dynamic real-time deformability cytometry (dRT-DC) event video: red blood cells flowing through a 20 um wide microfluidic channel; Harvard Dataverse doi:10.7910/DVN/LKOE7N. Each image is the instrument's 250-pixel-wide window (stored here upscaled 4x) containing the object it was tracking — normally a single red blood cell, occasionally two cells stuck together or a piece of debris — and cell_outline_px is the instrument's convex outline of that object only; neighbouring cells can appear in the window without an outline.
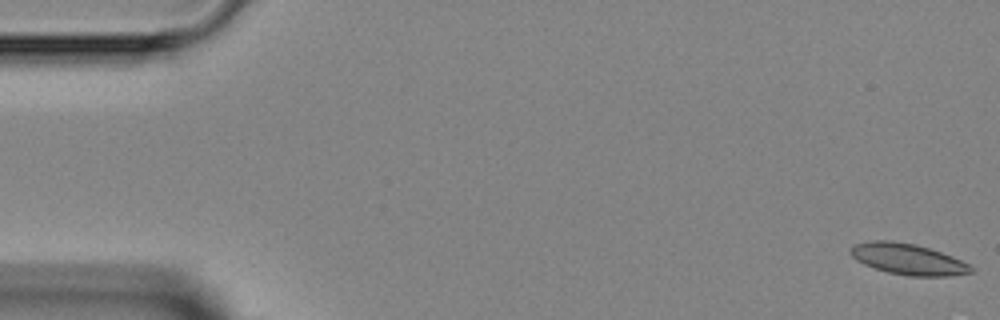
{"species": "Egyptian fruit bat (a non-hibernating species)", "species_latin": "Rousettus aegyptiacus", "temperature_condition": "room temperature", "stored_images_in_passage": 3, "camera_frame_rate_fps": 3000, "um_per_image_px": 0.085, "animal": {"sex": "female"}, "frame": {"image": 1, "passage_image": 1, "time_ms": 0.0, "image_size_px": [1000, 320], "cell_outline_px": [[976, 268], [972, 272], [952, 276], [908, 276], [888, 272], [864, 264], [856, 260], [852, 256], [848, 248], [856, 244], [872, 240], [892, 240], [916, 244], [952, 256]], "centroid_in_image_um": [77.18, 22.02], "position_along_channel_um": 7.8, "area_um2": 21.79}}